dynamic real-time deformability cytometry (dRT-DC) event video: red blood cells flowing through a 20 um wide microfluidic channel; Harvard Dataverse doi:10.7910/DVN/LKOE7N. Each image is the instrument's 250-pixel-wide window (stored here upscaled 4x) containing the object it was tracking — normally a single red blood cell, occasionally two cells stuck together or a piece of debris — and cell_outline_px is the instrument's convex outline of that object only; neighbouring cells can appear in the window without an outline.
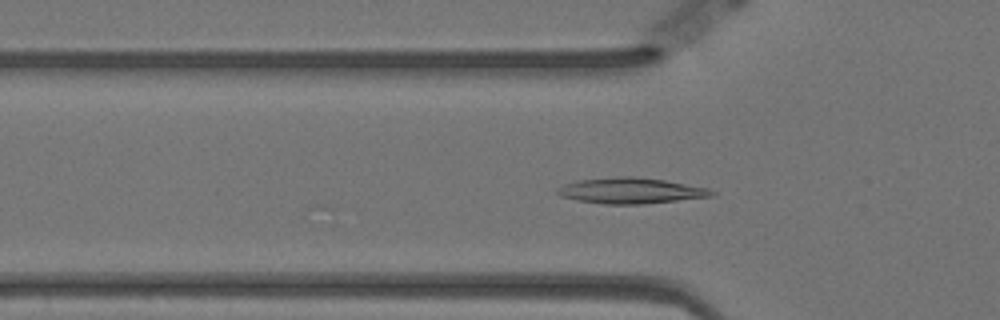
{"species": "Egyptian fruit bat (a non-hibernating species)", "species_latin": "Rousettus aegyptiacus", "temperature_condition": "warm", "stored_images_in_passage": 56, "camera_frame_rate_fps": 3000, "um_per_image_px": 0.085, "animal": {"sex": "female"}, "frame": {"image": 1, "passage_image": 17, "time_ms": 5.333, "image_size_px": [1000, 320], "cell_outline_px": [[716, 192], [712, 196], [644, 204], [604, 204], [576, 200], [560, 196], [556, 192], [556, 188], [564, 184], [580, 180], [624, 176], [632, 176], [664, 180], [708, 188]], "centroid_in_image_um": [53.59, 16.21], "position_along_channel_um": 72.2, "area_um2": 23.0}}
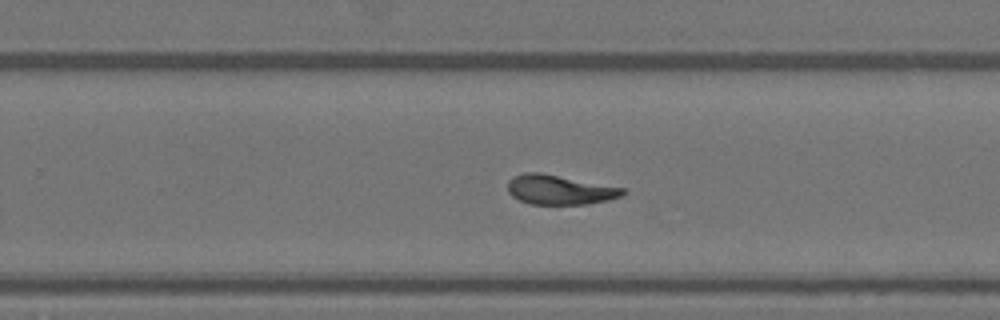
{"frame": {"image": 2, "passage_image": 35, "time_ms": 11.333, "image_size_px": [1000, 320], "cell_outline_px": [[628, 192], [624, 196], [608, 200], [588, 204], [532, 204], [520, 200], [512, 196], [508, 192], [508, 180], [512, 176], [524, 172], [540, 172], [624, 188]], "centroid_in_image_um": [47.58, 16.12], "position_along_channel_um": 282.2, "area_um2": 19.94}}
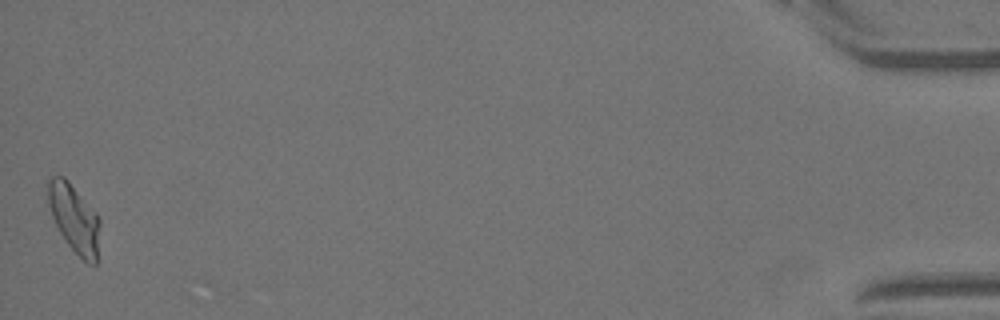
{"frame": {"image": 3, "passage_image": 56, "time_ms": 18.333, "image_size_px": [1000, 320], "cell_outline_px": [[100, 224], [96, 264], [88, 264], [64, 240], [52, 216], [48, 204], [48, 180], [52, 176], [64, 176], [68, 180], [96, 212], [100, 220]], "centroid_in_image_um": [6.32, 18.55], "position_along_channel_um": 428.9, "area_um2": 20.4}, "authors_computed_cell_mechanics": {"area_um2": 20.2878, "velocity_mm_per_s": 3.488, "shape_relaxation_time_tau1_ms": null, "shape_relaxation_time_tau2_ms": 3.3062, "deformation_change_tau1": null, "deformation_change_tau2": 0.0965}}